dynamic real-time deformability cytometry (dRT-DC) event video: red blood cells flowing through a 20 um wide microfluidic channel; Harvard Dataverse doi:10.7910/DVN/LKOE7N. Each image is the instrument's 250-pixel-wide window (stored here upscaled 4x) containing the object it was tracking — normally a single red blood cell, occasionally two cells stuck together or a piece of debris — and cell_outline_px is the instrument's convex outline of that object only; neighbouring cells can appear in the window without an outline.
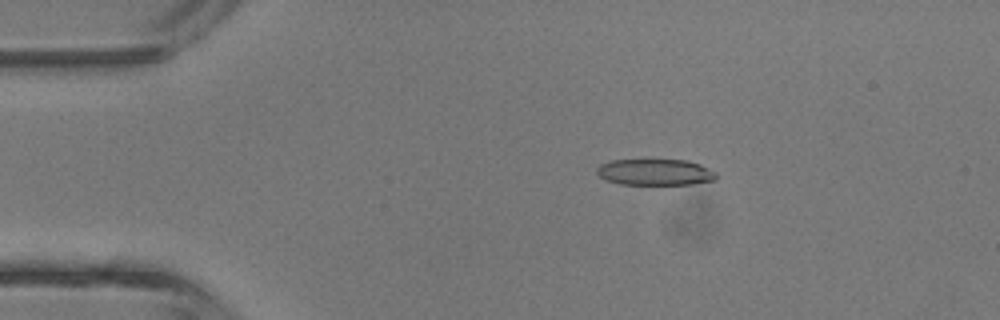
{"species": "common noctule bat (a hibernating species)", "species_latin": "Nyctalus noctula", "temperature_condition": "room temperature", "stored_images_in_passage": 3, "camera_frame_rate_fps": 3000, "um_per_image_px": 0.085, "animal": {"sex": "male", "body_mass_g": 13.3}, "frame": {"image": 1, "passage_image": 2, "time_ms": 1.0, "image_size_px": [1000, 320], "cell_outline_px": [[716, 180], [692, 184], [620, 184], [604, 180], [596, 172], [596, 168], [600, 164], [612, 160], [688, 160], [700, 164], [716, 172]], "centroid_in_image_um": [55.68, 14.63], "position_along_channel_um": 29.3, "area_um2": 18.32}}